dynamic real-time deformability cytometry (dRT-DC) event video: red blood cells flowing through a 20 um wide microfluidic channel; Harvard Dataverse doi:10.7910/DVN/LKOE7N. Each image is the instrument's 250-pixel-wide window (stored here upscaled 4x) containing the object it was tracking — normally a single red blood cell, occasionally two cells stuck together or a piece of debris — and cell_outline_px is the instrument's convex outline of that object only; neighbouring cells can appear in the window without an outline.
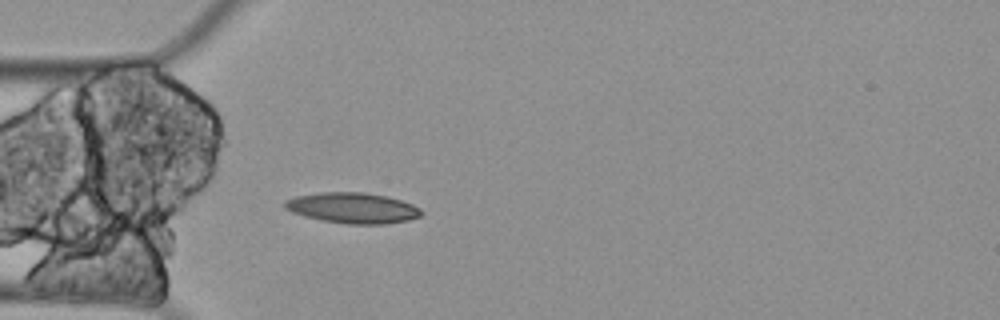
{"species": "Egyptian fruit bat (a non-hibernating species)", "species_latin": "Rousettus aegyptiacus", "temperature_condition": "cold", "stored_images_in_passage": 5, "camera_frame_rate_fps": 3000, "um_per_image_px": 0.085, "animal": {"sex": "female"}, "frame": {"image": 1, "passage_image": 5, "time_ms": 1.333, "image_size_px": [1000, 320], "cell_outline_px": [[424, 212], [420, 216], [408, 220], [384, 224], [348, 224], [324, 220], [304, 216], [292, 212], [284, 208], [284, 200], [296, 196], [320, 192], [364, 192], [388, 196], [412, 204], [420, 208]], "centroid_in_image_um": [29.98, 17.67], "position_along_channel_um": 55.0, "area_um2": 24.39}}